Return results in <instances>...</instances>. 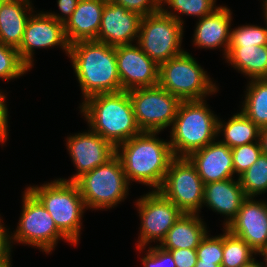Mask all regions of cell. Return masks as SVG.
Listing matches in <instances>:
<instances>
[{
    "mask_svg": "<svg viewBox=\"0 0 267 267\" xmlns=\"http://www.w3.org/2000/svg\"><path fill=\"white\" fill-rule=\"evenodd\" d=\"M257 253L264 256V261L266 262L265 263L266 265L263 267H267V245H265L263 248H261Z\"/></svg>",
    "mask_w": 267,
    "mask_h": 267,
    "instance_id": "obj_43",
    "label": "cell"
},
{
    "mask_svg": "<svg viewBox=\"0 0 267 267\" xmlns=\"http://www.w3.org/2000/svg\"><path fill=\"white\" fill-rule=\"evenodd\" d=\"M141 219L137 248L142 250L152 240L161 241L183 212L158 190H152L136 201Z\"/></svg>",
    "mask_w": 267,
    "mask_h": 267,
    "instance_id": "obj_12",
    "label": "cell"
},
{
    "mask_svg": "<svg viewBox=\"0 0 267 267\" xmlns=\"http://www.w3.org/2000/svg\"><path fill=\"white\" fill-rule=\"evenodd\" d=\"M71 58L84 101L96 94L121 91L116 47L96 40L78 41L70 45Z\"/></svg>",
    "mask_w": 267,
    "mask_h": 267,
    "instance_id": "obj_2",
    "label": "cell"
},
{
    "mask_svg": "<svg viewBox=\"0 0 267 267\" xmlns=\"http://www.w3.org/2000/svg\"><path fill=\"white\" fill-rule=\"evenodd\" d=\"M239 182L247 197H255L267 192V155L261 154L258 160L239 177Z\"/></svg>",
    "mask_w": 267,
    "mask_h": 267,
    "instance_id": "obj_28",
    "label": "cell"
},
{
    "mask_svg": "<svg viewBox=\"0 0 267 267\" xmlns=\"http://www.w3.org/2000/svg\"><path fill=\"white\" fill-rule=\"evenodd\" d=\"M246 198L239 179L230 178L204 185L203 204L228 217L225 227L236 217Z\"/></svg>",
    "mask_w": 267,
    "mask_h": 267,
    "instance_id": "obj_21",
    "label": "cell"
},
{
    "mask_svg": "<svg viewBox=\"0 0 267 267\" xmlns=\"http://www.w3.org/2000/svg\"><path fill=\"white\" fill-rule=\"evenodd\" d=\"M231 10L219 6L212 14L198 19L193 43L201 48L215 49L223 47L224 57L227 56L230 43Z\"/></svg>",
    "mask_w": 267,
    "mask_h": 267,
    "instance_id": "obj_20",
    "label": "cell"
},
{
    "mask_svg": "<svg viewBox=\"0 0 267 267\" xmlns=\"http://www.w3.org/2000/svg\"><path fill=\"white\" fill-rule=\"evenodd\" d=\"M80 108L91 130L114 148L142 132L128 91L93 95Z\"/></svg>",
    "mask_w": 267,
    "mask_h": 267,
    "instance_id": "obj_3",
    "label": "cell"
},
{
    "mask_svg": "<svg viewBox=\"0 0 267 267\" xmlns=\"http://www.w3.org/2000/svg\"><path fill=\"white\" fill-rule=\"evenodd\" d=\"M158 191L183 213L198 214L203 204L204 183L187 157H175Z\"/></svg>",
    "mask_w": 267,
    "mask_h": 267,
    "instance_id": "obj_9",
    "label": "cell"
},
{
    "mask_svg": "<svg viewBox=\"0 0 267 267\" xmlns=\"http://www.w3.org/2000/svg\"><path fill=\"white\" fill-rule=\"evenodd\" d=\"M23 195V210L12 242L14 239L22 244L33 245L46 253L54 249L60 238L68 242L40 201L27 188Z\"/></svg>",
    "mask_w": 267,
    "mask_h": 267,
    "instance_id": "obj_10",
    "label": "cell"
},
{
    "mask_svg": "<svg viewBox=\"0 0 267 267\" xmlns=\"http://www.w3.org/2000/svg\"><path fill=\"white\" fill-rule=\"evenodd\" d=\"M204 69L186 51L159 65L158 85L181 101L203 100L217 91Z\"/></svg>",
    "mask_w": 267,
    "mask_h": 267,
    "instance_id": "obj_7",
    "label": "cell"
},
{
    "mask_svg": "<svg viewBox=\"0 0 267 267\" xmlns=\"http://www.w3.org/2000/svg\"><path fill=\"white\" fill-rule=\"evenodd\" d=\"M169 251L176 267H195L197 263L196 249H164Z\"/></svg>",
    "mask_w": 267,
    "mask_h": 267,
    "instance_id": "obj_36",
    "label": "cell"
},
{
    "mask_svg": "<svg viewBox=\"0 0 267 267\" xmlns=\"http://www.w3.org/2000/svg\"><path fill=\"white\" fill-rule=\"evenodd\" d=\"M259 141L263 154L267 155V127L260 129Z\"/></svg>",
    "mask_w": 267,
    "mask_h": 267,
    "instance_id": "obj_40",
    "label": "cell"
},
{
    "mask_svg": "<svg viewBox=\"0 0 267 267\" xmlns=\"http://www.w3.org/2000/svg\"><path fill=\"white\" fill-rule=\"evenodd\" d=\"M242 112L260 129L267 127V78L251 79Z\"/></svg>",
    "mask_w": 267,
    "mask_h": 267,
    "instance_id": "obj_26",
    "label": "cell"
},
{
    "mask_svg": "<svg viewBox=\"0 0 267 267\" xmlns=\"http://www.w3.org/2000/svg\"><path fill=\"white\" fill-rule=\"evenodd\" d=\"M241 267H263V263H257L255 258H253L249 263L242 265Z\"/></svg>",
    "mask_w": 267,
    "mask_h": 267,
    "instance_id": "obj_42",
    "label": "cell"
},
{
    "mask_svg": "<svg viewBox=\"0 0 267 267\" xmlns=\"http://www.w3.org/2000/svg\"><path fill=\"white\" fill-rule=\"evenodd\" d=\"M27 189L45 207L58 230L70 243L76 245L81 231V217L86 208L76 183L60 178Z\"/></svg>",
    "mask_w": 267,
    "mask_h": 267,
    "instance_id": "obj_5",
    "label": "cell"
},
{
    "mask_svg": "<svg viewBox=\"0 0 267 267\" xmlns=\"http://www.w3.org/2000/svg\"><path fill=\"white\" fill-rule=\"evenodd\" d=\"M231 234L243 239L257 254L267 245V203L247 197L236 217L227 225Z\"/></svg>",
    "mask_w": 267,
    "mask_h": 267,
    "instance_id": "obj_16",
    "label": "cell"
},
{
    "mask_svg": "<svg viewBox=\"0 0 267 267\" xmlns=\"http://www.w3.org/2000/svg\"><path fill=\"white\" fill-rule=\"evenodd\" d=\"M231 151L234 174L237 173L238 177L247 171L263 153L260 141L231 148Z\"/></svg>",
    "mask_w": 267,
    "mask_h": 267,
    "instance_id": "obj_32",
    "label": "cell"
},
{
    "mask_svg": "<svg viewBox=\"0 0 267 267\" xmlns=\"http://www.w3.org/2000/svg\"><path fill=\"white\" fill-rule=\"evenodd\" d=\"M263 6H264L263 9H264V13H265L264 17H265V19L267 20V0H265Z\"/></svg>",
    "mask_w": 267,
    "mask_h": 267,
    "instance_id": "obj_44",
    "label": "cell"
},
{
    "mask_svg": "<svg viewBox=\"0 0 267 267\" xmlns=\"http://www.w3.org/2000/svg\"><path fill=\"white\" fill-rule=\"evenodd\" d=\"M134 12L141 17L159 12L162 8L161 0H110Z\"/></svg>",
    "mask_w": 267,
    "mask_h": 267,
    "instance_id": "obj_34",
    "label": "cell"
},
{
    "mask_svg": "<svg viewBox=\"0 0 267 267\" xmlns=\"http://www.w3.org/2000/svg\"><path fill=\"white\" fill-rule=\"evenodd\" d=\"M203 100L182 101L172 123L170 146L174 157H188L215 140L218 117Z\"/></svg>",
    "mask_w": 267,
    "mask_h": 267,
    "instance_id": "obj_4",
    "label": "cell"
},
{
    "mask_svg": "<svg viewBox=\"0 0 267 267\" xmlns=\"http://www.w3.org/2000/svg\"><path fill=\"white\" fill-rule=\"evenodd\" d=\"M107 0H80L64 23L65 35L71 45L78 41L97 40L102 12Z\"/></svg>",
    "mask_w": 267,
    "mask_h": 267,
    "instance_id": "obj_19",
    "label": "cell"
},
{
    "mask_svg": "<svg viewBox=\"0 0 267 267\" xmlns=\"http://www.w3.org/2000/svg\"><path fill=\"white\" fill-rule=\"evenodd\" d=\"M197 259L221 266L223 259V235L209 237L207 234L196 248Z\"/></svg>",
    "mask_w": 267,
    "mask_h": 267,
    "instance_id": "obj_33",
    "label": "cell"
},
{
    "mask_svg": "<svg viewBox=\"0 0 267 267\" xmlns=\"http://www.w3.org/2000/svg\"><path fill=\"white\" fill-rule=\"evenodd\" d=\"M206 234V227L198 214L183 213L158 246L163 249H196Z\"/></svg>",
    "mask_w": 267,
    "mask_h": 267,
    "instance_id": "obj_23",
    "label": "cell"
},
{
    "mask_svg": "<svg viewBox=\"0 0 267 267\" xmlns=\"http://www.w3.org/2000/svg\"><path fill=\"white\" fill-rule=\"evenodd\" d=\"M266 25H267V20ZM267 45V27L243 25L231 31L229 46Z\"/></svg>",
    "mask_w": 267,
    "mask_h": 267,
    "instance_id": "obj_30",
    "label": "cell"
},
{
    "mask_svg": "<svg viewBox=\"0 0 267 267\" xmlns=\"http://www.w3.org/2000/svg\"><path fill=\"white\" fill-rule=\"evenodd\" d=\"M195 267H221V266L218 264H215V263L203 262V261L197 259V263H196Z\"/></svg>",
    "mask_w": 267,
    "mask_h": 267,
    "instance_id": "obj_41",
    "label": "cell"
},
{
    "mask_svg": "<svg viewBox=\"0 0 267 267\" xmlns=\"http://www.w3.org/2000/svg\"><path fill=\"white\" fill-rule=\"evenodd\" d=\"M215 2L216 0H161V4H168L174 11L197 16L199 19L212 14L218 8Z\"/></svg>",
    "mask_w": 267,
    "mask_h": 267,
    "instance_id": "obj_31",
    "label": "cell"
},
{
    "mask_svg": "<svg viewBox=\"0 0 267 267\" xmlns=\"http://www.w3.org/2000/svg\"><path fill=\"white\" fill-rule=\"evenodd\" d=\"M147 251V255L141 259L144 267H176L172 254L160 246L151 247Z\"/></svg>",
    "mask_w": 267,
    "mask_h": 267,
    "instance_id": "obj_35",
    "label": "cell"
},
{
    "mask_svg": "<svg viewBox=\"0 0 267 267\" xmlns=\"http://www.w3.org/2000/svg\"><path fill=\"white\" fill-rule=\"evenodd\" d=\"M11 237L7 234V229L0 222V265L11 262Z\"/></svg>",
    "mask_w": 267,
    "mask_h": 267,
    "instance_id": "obj_37",
    "label": "cell"
},
{
    "mask_svg": "<svg viewBox=\"0 0 267 267\" xmlns=\"http://www.w3.org/2000/svg\"><path fill=\"white\" fill-rule=\"evenodd\" d=\"M67 149L78 170L71 179H63L69 182H75L83 174L104 165L115 155V148L92 130L68 137Z\"/></svg>",
    "mask_w": 267,
    "mask_h": 267,
    "instance_id": "obj_15",
    "label": "cell"
},
{
    "mask_svg": "<svg viewBox=\"0 0 267 267\" xmlns=\"http://www.w3.org/2000/svg\"><path fill=\"white\" fill-rule=\"evenodd\" d=\"M187 158L196 167L204 185L230 179L234 175L231 148L220 141L211 142Z\"/></svg>",
    "mask_w": 267,
    "mask_h": 267,
    "instance_id": "obj_18",
    "label": "cell"
},
{
    "mask_svg": "<svg viewBox=\"0 0 267 267\" xmlns=\"http://www.w3.org/2000/svg\"><path fill=\"white\" fill-rule=\"evenodd\" d=\"M0 267H11V262L4 265H0Z\"/></svg>",
    "mask_w": 267,
    "mask_h": 267,
    "instance_id": "obj_45",
    "label": "cell"
},
{
    "mask_svg": "<svg viewBox=\"0 0 267 267\" xmlns=\"http://www.w3.org/2000/svg\"><path fill=\"white\" fill-rule=\"evenodd\" d=\"M6 96L0 92V142L4 144L8 136V108L5 104Z\"/></svg>",
    "mask_w": 267,
    "mask_h": 267,
    "instance_id": "obj_39",
    "label": "cell"
},
{
    "mask_svg": "<svg viewBox=\"0 0 267 267\" xmlns=\"http://www.w3.org/2000/svg\"><path fill=\"white\" fill-rule=\"evenodd\" d=\"M28 70L30 68L21 60L17 48L0 43V79L19 78Z\"/></svg>",
    "mask_w": 267,
    "mask_h": 267,
    "instance_id": "obj_29",
    "label": "cell"
},
{
    "mask_svg": "<svg viewBox=\"0 0 267 267\" xmlns=\"http://www.w3.org/2000/svg\"><path fill=\"white\" fill-rule=\"evenodd\" d=\"M116 59L121 91L158 85L159 65L138 44L117 46Z\"/></svg>",
    "mask_w": 267,
    "mask_h": 267,
    "instance_id": "obj_14",
    "label": "cell"
},
{
    "mask_svg": "<svg viewBox=\"0 0 267 267\" xmlns=\"http://www.w3.org/2000/svg\"><path fill=\"white\" fill-rule=\"evenodd\" d=\"M183 26L180 16L161 8L141 18L136 44L160 65L184 52L181 48Z\"/></svg>",
    "mask_w": 267,
    "mask_h": 267,
    "instance_id": "obj_6",
    "label": "cell"
},
{
    "mask_svg": "<svg viewBox=\"0 0 267 267\" xmlns=\"http://www.w3.org/2000/svg\"><path fill=\"white\" fill-rule=\"evenodd\" d=\"M222 131L225 138L220 142L230 148L254 143V140L255 142L259 141L260 137V128L242 111L233 115L227 123L223 124V122L218 120L217 134H220Z\"/></svg>",
    "mask_w": 267,
    "mask_h": 267,
    "instance_id": "obj_25",
    "label": "cell"
},
{
    "mask_svg": "<svg viewBox=\"0 0 267 267\" xmlns=\"http://www.w3.org/2000/svg\"><path fill=\"white\" fill-rule=\"evenodd\" d=\"M57 45L69 54L70 44L65 35L64 23L52 18L48 12L31 14L25 27L23 40L17 48L21 60L31 68L35 48H49Z\"/></svg>",
    "mask_w": 267,
    "mask_h": 267,
    "instance_id": "obj_13",
    "label": "cell"
},
{
    "mask_svg": "<svg viewBox=\"0 0 267 267\" xmlns=\"http://www.w3.org/2000/svg\"><path fill=\"white\" fill-rule=\"evenodd\" d=\"M141 131L160 132L172 125L182 102L159 85L128 91Z\"/></svg>",
    "mask_w": 267,
    "mask_h": 267,
    "instance_id": "obj_11",
    "label": "cell"
},
{
    "mask_svg": "<svg viewBox=\"0 0 267 267\" xmlns=\"http://www.w3.org/2000/svg\"><path fill=\"white\" fill-rule=\"evenodd\" d=\"M253 253L256 255V252L243 239L225 229L221 267H241L253 259Z\"/></svg>",
    "mask_w": 267,
    "mask_h": 267,
    "instance_id": "obj_27",
    "label": "cell"
},
{
    "mask_svg": "<svg viewBox=\"0 0 267 267\" xmlns=\"http://www.w3.org/2000/svg\"><path fill=\"white\" fill-rule=\"evenodd\" d=\"M86 208H112L125 199L129 182L120 159L114 155L104 165L83 174L75 181Z\"/></svg>",
    "mask_w": 267,
    "mask_h": 267,
    "instance_id": "obj_8",
    "label": "cell"
},
{
    "mask_svg": "<svg viewBox=\"0 0 267 267\" xmlns=\"http://www.w3.org/2000/svg\"><path fill=\"white\" fill-rule=\"evenodd\" d=\"M30 0H7L0 3V43L18 48L27 21L34 12ZM29 13V15H27Z\"/></svg>",
    "mask_w": 267,
    "mask_h": 267,
    "instance_id": "obj_22",
    "label": "cell"
},
{
    "mask_svg": "<svg viewBox=\"0 0 267 267\" xmlns=\"http://www.w3.org/2000/svg\"><path fill=\"white\" fill-rule=\"evenodd\" d=\"M141 16L107 0L102 12L98 42L117 47L132 44L139 32Z\"/></svg>",
    "mask_w": 267,
    "mask_h": 267,
    "instance_id": "obj_17",
    "label": "cell"
},
{
    "mask_svg": "<svg viewBox=\"0 0 267 267\" xmlns=\"http://www.w3.org/2000/svg\"><path fill=\"white\" fill-rule=\"evenodd\" d=\"M79 1L80 0H58L57 3L59 10H61V14H63L64 16L59 14H53L51 12L48 14L55 20L65 23L77 8Z\"/></svg>",
    "mask_w": 267,
    "mask_h": 267,
    "instance_id": "obj_38",
    "label": "cell"
},
{
    "mask_svg": "<svg viewBox=\"0 0 267 267\" xmlns=\"http://www.w3.org/2000/svg\"><path fill=\"white\" fill-rule=\"evenodd\" d=\"M226 60L249 79L267 78V45L229 46Z\"/></svg>",
    "mask_w": 267,
    "mask_h": 267,
    "instance_id": "obj_24",
    "label": "cell"
},
{
    "mask_svg": "<svg viewBox=\"0 0 267 267\" xmlns=\"http://www.w3.org/2000/svg\"><path fill=\"white\" fill-rule=\"evenodd\" d=\"M158 133L142 131L115 148L129 183L134 180L154 190L161 187L175 157L169 141L156 138Z\"/></svg>",
    "mask_w": 267,
    "mask_h": 267,
    "instance_id": "obj_1",
    "label": "cell"
}]
</instances>
